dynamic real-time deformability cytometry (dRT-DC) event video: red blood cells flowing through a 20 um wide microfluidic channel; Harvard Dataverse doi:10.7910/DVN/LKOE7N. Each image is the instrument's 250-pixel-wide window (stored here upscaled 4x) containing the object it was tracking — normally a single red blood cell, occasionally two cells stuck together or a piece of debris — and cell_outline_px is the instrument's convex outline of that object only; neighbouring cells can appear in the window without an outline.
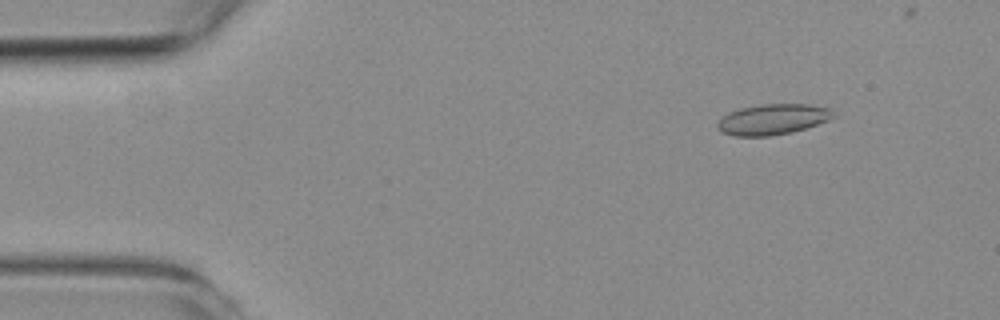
{"species": "common noctule bat (a hibernating species)", "species_latin": "Nyctalus noctula", "temperature_condition": "room temperature", "stored_images_in_passage": 55, "camera_frame_rate_fps": 3000, "um_per_image_px": 0.085, "animal": {"sex": "female", "body_mass_g": 19.3, "forearm_length_mm": 54.1}, "frame": {"image": 1, "passage_image": 6, "time_ms": 1.667, "image_size_px": [1000, 320], "cell_outline_px": [[836, 116], [828, 120], [792, 132], [768, 136], [736, 136], [724, 132], [716, 128], [716, 124], [728, 112], [740, 108], [760, 104], [808, 104], [832, 108]], "centroid_in_image_um": [65.7, 10.13], "position_along_channel_um": 19.3, "area_um2": 20.63}}
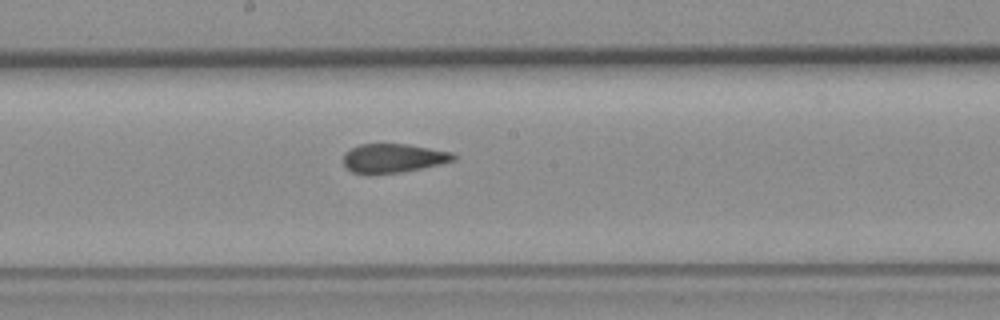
{"frame": {"image": 2, "passage_image": 29, "time_ms": 9.333, "image_size_px": [1000, 320], "cell_outline_px": [[456, 160], [440, 164], [400, 172], [372, 176], [368, 176], [352, 172], [344, 164], [344, 152], [360, 144], [408, 144], [452, 152], [456, 156]], "centroid_in_image_um": [33.4, 13.47], "position_along_channel_um": 214.8, "area_um2": 18.84}}
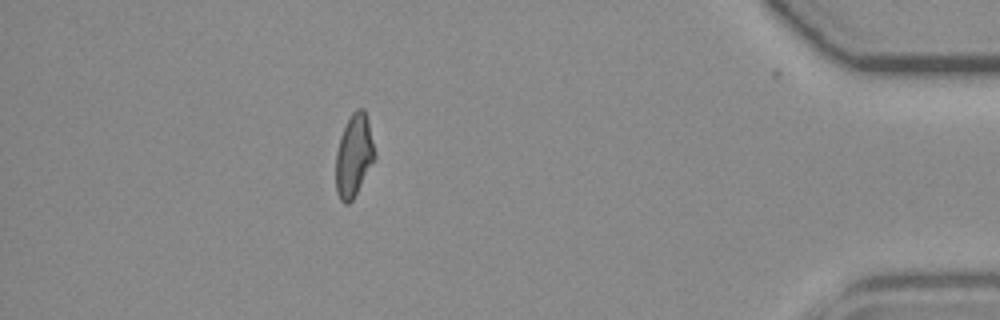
{"frame": {"image": 3, "passage_image": 49, "time_ms": 16.0, "image_size_px": [1000, 320], "cell_outline_px": [[376, 156], [352, 200], [348, 204], [344, 204], [340, 200], [336, 192], [336, 152], [340, 136], [352, 112], [356, 108], [364, 108], [368, 116], [376, 152]], "centroid_in_image_um": [30.09, 13.18], "position_along_channel_um": 405.1, "area_um2": 18.79}, "authors_computed_cell_mechanics": {"area_um2": 19.4786, "velocity_mm_per_s": 3.6585, "shape_relaxation_time_tau1_ms": null, "shape_relaxation_time_tau2_ms": 1.306, "deformation_change_tau1": null, "deformation_change_tau2": 0.061}}